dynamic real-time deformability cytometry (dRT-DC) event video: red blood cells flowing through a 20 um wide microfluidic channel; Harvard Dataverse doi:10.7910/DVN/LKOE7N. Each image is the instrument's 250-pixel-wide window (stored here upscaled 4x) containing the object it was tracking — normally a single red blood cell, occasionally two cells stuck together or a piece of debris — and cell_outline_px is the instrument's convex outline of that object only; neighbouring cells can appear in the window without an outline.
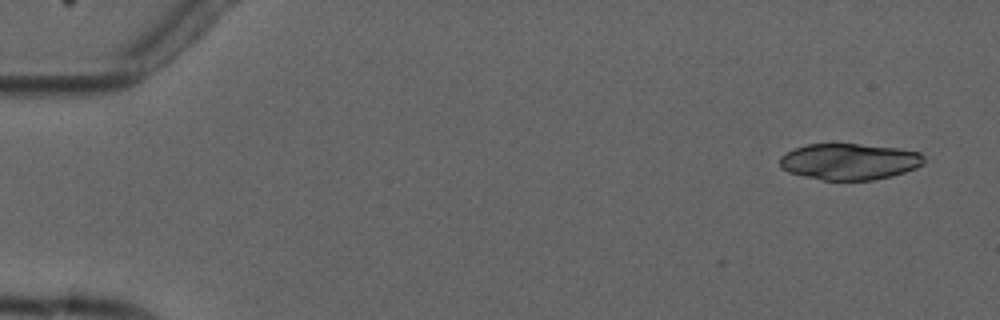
{"species": "common noctule bat (a hibernating species)", "species_latin": "Nyctalus noctula", "temperature_condition": "cold", "stored_images_in_passage": 5, "camera_frame_rate_fps": 3000, "um_per_image_px": 0.085, "animal": {"sex": "male", "forearm_length_mm": 52.5}, "frame": {"image": 1, "passage_image": 1, "time_ms": 0.0, "image_size_px": [1000, 320], "cell_outline_px": [[924, 164], [916, 168], [892, 176], [872, 180], [820, 180], [788, 172], [780, 168], [780, 156], [796, 148], [808, 144], [860, 144], [900, 148], [920, 152], [924, 156]], "centroid_in_image_um": [72.22, 13.74], "position_along_channel_um": 12.8, "area_um2": 30.63}}